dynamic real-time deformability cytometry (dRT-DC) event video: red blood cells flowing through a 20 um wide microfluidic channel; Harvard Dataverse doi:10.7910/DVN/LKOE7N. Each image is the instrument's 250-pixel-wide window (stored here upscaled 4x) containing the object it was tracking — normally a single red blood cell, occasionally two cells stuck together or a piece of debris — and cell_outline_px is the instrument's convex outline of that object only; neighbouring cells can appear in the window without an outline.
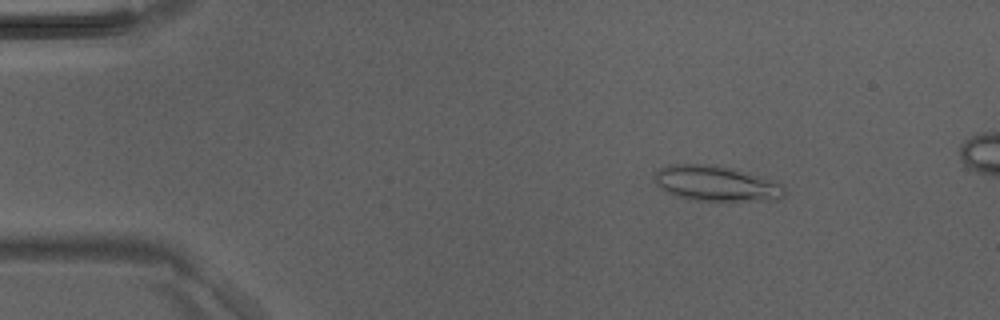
{"species": "Egyptian fruit bat (a non-hibernating species)", "species_latin": "Rousettus aegyptiacus", "temperature_condition": "room temperature", "stored_images_in_passage": 45, "camera_frame_rate_fps": 3000, "um_per_image_px": 0.085, "animal": {"sex": "male"}, "frame": {"image": 1, "passage_image": 7, "time_ms": 2.0, "image_size_px": [1000, 320], "cell_outline_px": [[784, 196], [780, 200], [692, 200], [676, 196], [664, 192], [656, 184], [652, 176], [660, 168], [668, 164], [704, 164], [732, 168], [780, 184], [784, 188]], "centroid_in_image_um": [60.77, 15.6], "position_along_channel_um": 24.2, "area_um2": 26.47}}
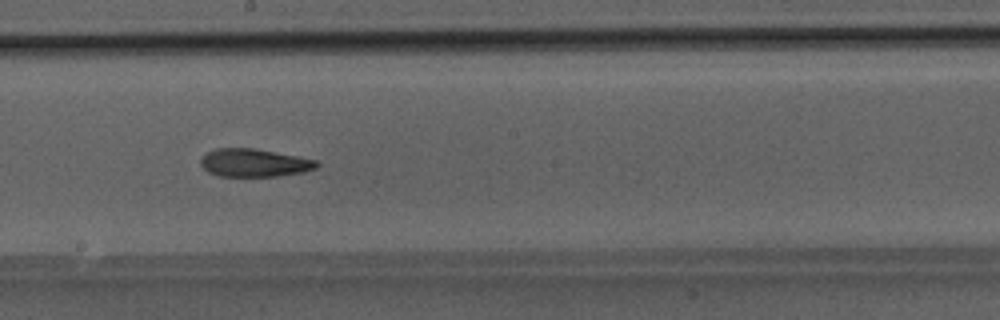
{"frame": {"image": 2, "passage_image": 26, "time_ms": 8.333, "image_size_px": [1000, 320], "cell_outline_px": [[320, 164], [316, 168], [300, 172], [276, 176], [220, 176], [208, 172], [200, 164], [200, 160], [208, 152], [216, 148], [252, 148], [296, 156], [316, 160]], "centroid_in_image_um": [21.58, 13.84], "position_along_channel_um": 226.6, "area_um2": 18.61}}
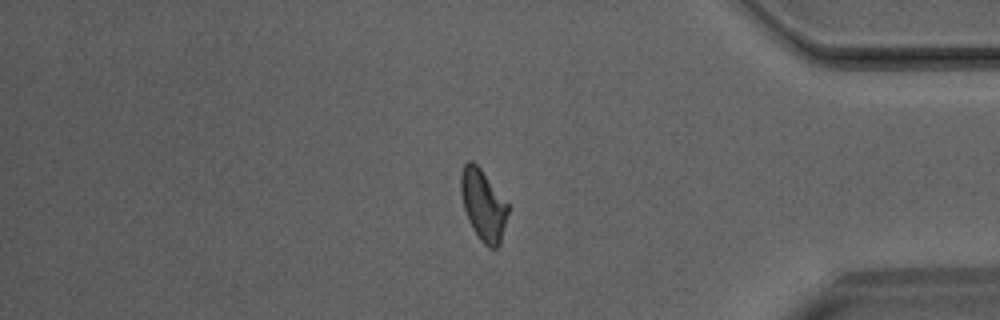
{"frame": {"image": 3, "passage_image": 39, "time_ms": 12.667, "image_size_px": [1000, 320], "cell_outline_px": [[508, 212], [500, 244], [496, 248], [488, 248], [480, 240], [472, 228], [468, 220], [464, 208], [460, 192], [460, 172], [464, 164], [468, 160], [472, 160], [480, 168], [508, 204]], "centroid_in_image_um": [41.05, 17.42], "position_along_channel_um": 394.2, "area_um2": 19.42}}